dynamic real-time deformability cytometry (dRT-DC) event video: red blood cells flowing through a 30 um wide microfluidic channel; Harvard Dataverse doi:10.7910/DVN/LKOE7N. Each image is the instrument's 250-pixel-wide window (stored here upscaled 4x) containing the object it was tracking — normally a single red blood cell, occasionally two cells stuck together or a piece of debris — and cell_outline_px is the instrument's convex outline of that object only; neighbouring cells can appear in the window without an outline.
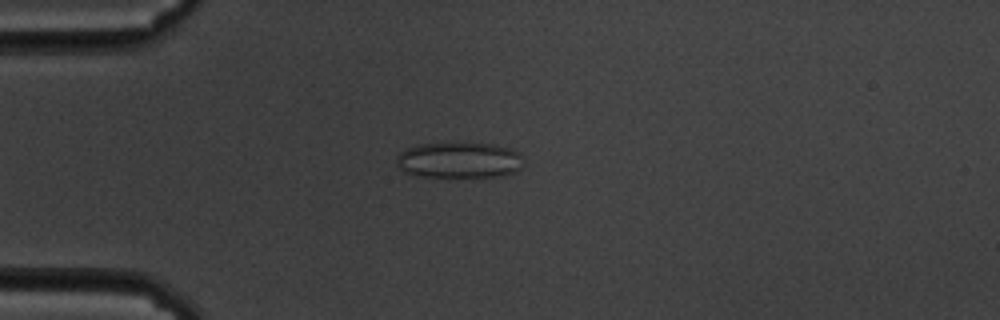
{"species": "common noctule bat (a hibernating species)", "species_latin": "Nyctalus noctula", "temperature_condition": "cold", "stored_images_in_passage": 58, "camera_frame_rate_fps": 3000, "um_per_image_px": 0.085, "animal": {"sex": "male", "body_mass_g": 19.5, "forearm_length_mm": 54.6}, "frame": {"image": 1, "passage_image": 15, "time_ms": 4.667, "image_size_px": [1000, 320], "cell_outline_px": [[524, 156], [520, 168], [516, 172], [504, 176], [424, 176], [404, 172], [396, 164], [396, 156], [400, 152], [408, 148], [420, 144], [496, 144], [508, 148]], "centroid_in_image_um": [39.05, 13.62], "position_along_channel_um": 46.0, "area_um2": 26.18}}
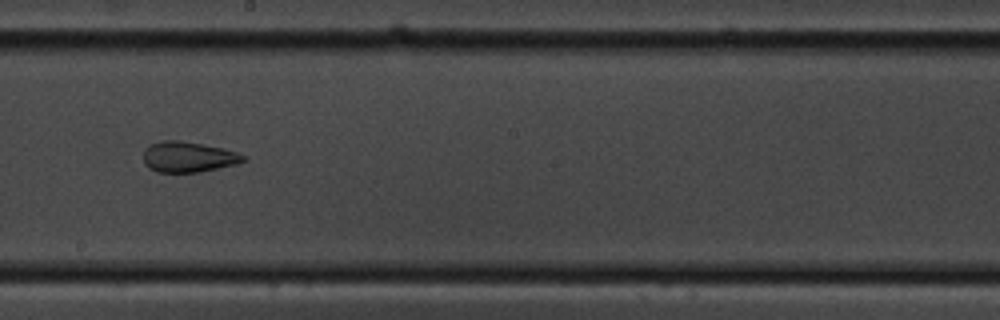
{"frame": {"image": 2, "passage_image": 33, "time_ms": 10.667, "image_size_px": [1000, 320], "cell_outline_px": [[248, 160], [236, 164], [200, 172], [156, 172], [148, 168], [144, 164], [144, 148], [160, 140], [180, 140], [224, 148], [248, 156]], "centroid_in_image_um": [16.02, 13.34], "position_along_channel_um": 232.2, "area_um2": 18.03}}
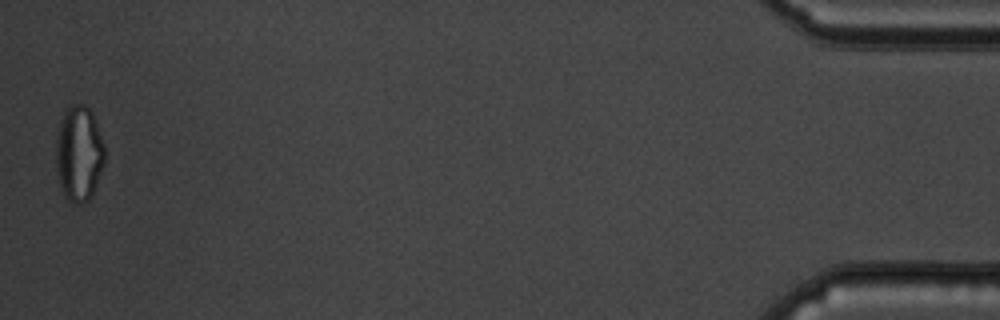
{"frame": {"image": 3, "passage_image": 58, "time_ms": 19.0, "image_size_px": [1000, 320], "cell_outline_px": [[104, 164], [92, 192], [88, 200], [84, 204], [76, 204], [68, 200], [64, 196], [60, 188], [56, 172], [56, 140], [60, 124], [64, 112], [72, 104], [84, 104], [92, 112], [104, 144]], "centroid_in_image_um": [6.69, 13.07], "position_along_channel_um": 428.5, "area_um2": 27.05}, "authors_computed_cell_mechanics": {"area_um2": 24.565, "velocity_mm_per_s": 3.4071, "shape_relaxation_time_tau1_ms": null, "shape_relaxation_time_tau2_ms": 1.5708, "deformation_change_tau1": null, "deformation_change_tau2": 0.0892}}